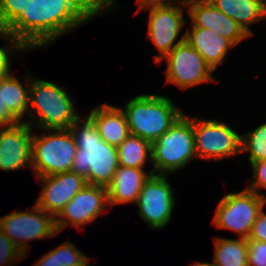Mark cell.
Returning a JSON list of instances; mask_svg holds the SVG:
<instances>
[{
	"label": "cell",
	"instance_id": "cell-1",
	"mask_svg": "<svg viewBox=\"0 0 266 266\" xmlns=\"http://www.w3.org/2000/svg\"><path fill=\"white\" fill-rule=\"evenodd\" d=\"M103 10L110 11L101 0H31L3 34L19 40L28 51L48 47Z\"/></svg>",
	"mask_w": 266,
	"mask_h": 266
},
{
	"label": "cell",
	"instance_id": "cell-2",
	"mask_svg": "<svg viewBox=\"0 0 266 266\" xmlns=\"http://www.w3.org/2000/svg\"><path fill=\"white\" fill-rule=\"evenodd\" d=\"M80 118L69 127L77 146L71 171L83 177L87 184L107 187L119 166L117 147L102 140L89 116L83 122Z\"/></svg>",
	"mask_w": 266,
	"mask_h": 266
},
{
	"label": "cell",
	"instance_id": "cell-3",
	"mask_svg": "<svg viewBox=\"0 0 266 266\" xmlns=\"http://www.w3.org/2000/svg\"><path fill=\"white\" fill-rule=\"evenodd\" d=\"M33 79V80H32ZM30 78L29 106L27 116L31 121H24L30 126L34 119L35 127L47 129H69L80 116L73 98L60 85L45 80ZM34 112V113H33ZM34 116H33V115Z\"/></svg>",
	"mask_w": 266,
	"mask_h": 266
},
{
	"label": "cell",
	"instance_id": "cell-4",
	"mask_svg": "<svg viewBox=\"0 0 266 266\" xmlns=\"http://www.w3.org/2000/svg\"><path fill=\"white\" fill-rule=\"evenodd\" d=\"M130 134L151 144L162 136L184 113L171 99L162 95L141 94L131 98L122 109Z\"/></svg>",
	"mask_w": 266,
	"mask_h": 266
},
{
	"label": "cell",
	"instance_id": "cell-5",
	"mask_svg": "<svg viewBox=\"0 0 266 266\" xmlns=\"http://www.w3.org/2000/svg\"><path fill=\"white\" fill-rule=\"evenodd\" d=\"M153 174L168 175L197 158L193 118L184 114L155 142L151 149Z\"/></svg>",
	"mask_w": 266,
	"mask_h": 266
},
{
	"label": "cell",
	"instance_id": "cell-6",
	"mask_svg": "<svg viewBox=\"0 0 266 266\" xmlns=\"http://www.w3.org/2000/svg\"><path fill=\"white\" fill-rule=\"evenodd\" d=\"M47 132L50 134H33L31 168L35 177L68 172L73 167L77 146L71 131L47 129Z\"/></svg>",
	"mask_w": 266,
	"mask_h": 266
},
{
	"label": "cell",
	"instance_id": "cell-7",
	"mask_svg": "<svg viewBox=\"0 0 266 266\" xmlns=\"http://www.w3.org/2000/svg\"><path fill=\"white\" fill-rule=\"evenodd\" d=\"M137 4L139 7L135 14L142 9H150L147 38L153 42L160 53L155 56L154 61L161 63L174 47L185 41V32L180 40H176L186 24L182 7L186 6L185 1H142Z\"/></svg>",
	"mask_w": 266,
	"mask_h": 266
},
{
	"label": "cell",
	"instance_id": "cell-8",
	"mask_svg": "<svg viewBox=\"0 0 266 266\" xmlns=\"http://www.w3.org/2000/svg\"><path fill=\"white\" fill-rule=\"evenodd\" d=\"M266 205V198L253 191L226 194L219 202L212 223L219 229L236 232L247 239L259 211Z\"/></svg>",
	"mask_w": 266,
	"mask_h": 266
},
{
	"label": "cell",
	"instance_id": "cell-9",
	"mask_svg": "<svg viewBox=\"0 0 266 266\" xmlns=\"http://www.w3.org/2000/svg\"><path fill=\"white\" fill-rule=\"evenodd\" d=\"M197 158L222 160L241 153V135L223 121L193 117Z\"/></svg>",
	"mask_w": 266,
	"mask_h": 266
},
{
	"label": "cell",
	"instance_id": "cell-10",
	"mask_svg": "<svg viewBox=\"0 0 266 266\" xmlns=\"http://www.w3.org/2000/svg\"><path fill=\"white\" fill-rule=\"evenodd\" d=\"M0 229L24 255L29 250L28 241L58 234L55 218L36 204L30 211H18L0 217Z\"/></svg>",
	"mask_w": 266,
	"mask_h": 266
},
{
	"label": "cell",
	"instance_id": "cell-11",
	"mask_svg": "<svg viewBox=\"0 0 266 266\" xmlns=\"http://www.w3.org/2000/svg\"><path fill=\"white\" fill-rule=\"evenodd\" d=\"M173 192L167 175L151 174L145 181L136 205L139 216L150 228L160 230L170 222L176 203Z\"/></svg>",
	"mask_w": 266,
	"mask_h": 266
},
{
	"label": "cell",
	"instance_id": "cell-12",
	"mask_svg": "<svg viewBox=\"0 0 266 266\" xmlns=\"http://www.w3.org/2000/svg\"><path fill=\"white\" fill-rule=\"evenodd\" d=\"M166 59V83L175 84L181 89L214 81L213 70L203 57L186 41L174 47L162 60Z\"/></svg>",
	"mask_w": 266,
	"mask_h": 266
},
{
	"label": "cell",
	"instance_id": "cell-13",
	"mask_svg": "<svg viewBox=\"0 0 266 266\" xmlns=\"http://www.w3.org/2000/svg\"><path fill=\"white\" fill-rule=\"evenodd\" d=\"M107 205V187L86 184L55 218L58 234L70 224L81 228L96 220L104 210L106 211Z\"/></svg>",
	"mask_w": 266,
	"mask_h": 266
},
{
	"label": "cell",
	"instance_id": "cell-14",
	"mask_svg": "<svg viewBox=\"0 0 266 266\" xmlns=\"http://www.w3.org/2000/svg\"><path fill=\"white\" fill-rule=\"evenodd\" d=\"M33 128L25 122L12 127H0V170L31 168Z\"/></svg>",
	"mask_w": 266,
	"mask_h": 266
},
{
	"label": "cell",
	"instance_id": "cell-15",
	"mask_svg": "<svg viewBox=\"0 0 266 266\" xmlns=\"http://www.w3.org/2000/svg\"><path fill=\"white\" fill-rule=\"evenodd\" d=\"M43 182V191L36 205L56 218L64 206L87 184L86 180L72 171L37 177Z\"/></svg>",
	"mask_w": 266,
	"mask_h": 266
},
{
	"label": "cell",
	"instance_id": "cell-16",
	"mask_svg": "<svg viewBox=\"0 0 266 266\" xmlns=\"http://www.w3.org/2000/svg\"><path fill=\"white\" fill-rule=\"evenodd\" d=\"M185 4L192 26L211 29L235 45L251 37L242 26L218 10L209 0H186Z\"/></svg>",
	"mask_w": 266,
	"mask_h": 266
},
{
	"label": "cell",
	"instance_id": "cell-17",
	"mask_svg": "<svg viewBox=\"0 0 266 266\" xmlns=\"http://www.w3.org/2000/svg\"><path fill=\"white\" fill-rule=\"evenodd\" d=\"M185 41L193 47L213 70L223 63L230 48L236 45L211 29L198 28L191 25L185 31Z\"/></svg>",
	"mask_w": 266,
	"mask_h": 266
},
{
	"label": "cell",
	"instance_id": "cell-18",
	"mask_svg": "<svg viewBox=\"0 0 266 266\" xmlns=\"http://www.w3.org/2000/svg\"><path fill=\"white\" fill-rule=\"evenodd\" d=\"M153 174L143 168L118 166L112 181L107 186L108 203L111 207L117 204L137 202L145 181Z\"/></svg>",
	"mask_w": 266,
	"mask_h": 266
},
{
	"label": "cell",
	"instance_id": "cell-19",
	"mask_svg": "<svg viewBox=\"0 0 266 266\" xmlns=\"http://www.w3.org/2000/svg\"><path fill=\"white\" fill-rule=\"evenodd\" d=\"M96 124L99 136L107 144L118 147L129 135V126L122 108L103 104L88 115Z\"/></svg>",
	"mask_w": 266,
	"mask_h": 266
},
{
	"label": "cell",
	"instance_id": "cell-20",
	"mask_svg": "<svg viewBox=\"0 0 266 266\" xmlns=\"http://www.w3.org/2000/svg\"><path fill=\"white\" fill-rule=\"evenodd\" d=\"M253 36L251 25L265 19L266 0H209Z\"/></svg>",
	"mask_w": 266,
	"mask_h": 266
},
{
	"label": "cell",
	"instance_id": "cell-21",
	"mask_svg": "<svg viewBox=\"0 0 266 266\" xmlns=\"http://www.w3.org/2000/svg\"><path fill=\"white\" fill-rule=\"evenodd\" d=\"M23 86L12 73L1 77V98L9 112L19 121L23 122L24 114L28 112L30 77H27Z\"/></svg>",
	"mask_w": 266,
	"mask_h": 266
},
{
	"label": "cell",
	"instance_id": "cell-22",
	"mask_svg": "<svg viewBox=\"0 0 266 266\" xmlns=\"http://www.w3.org/2000/svg\"><path fill=\"white\" fill-rule=\"evenodd\" d=\"M214 266H248V243L245 238H214Z\"/></svg>",
	"mask_w": 266,
	"mask_h": 266
},
{
	"label": "cell",
	"instance_id": "cell-23",
	"mask_svg": "<svg viewBox=\"0 0 266 266\" xmlns=\"http://www.w3.org/2000/svg\"><path fill=\"white\" fill-rule=\"evenodd\" d=\"M152 144L130 134L118 147V165L130 168H144L147 159L151 161Z\"/></svg>",
	"mask_w": 266,
	"mask_h": 266
},
{
	"label": "cell",
	"instance_id": "cell-24",
	"mask_svg": "<svg viewBox=\"0 0 266 266\" xmlns=\"http://www.w3.org/2000/svg\"><path fill=\"white\" fill-rule=\"evenodd\" d=\"M85 258L84 253L67 241L44 254L33 266H76Z\"/></svg>",
	"mask_w": 266,
	"mask_h": 266
},
{
	"label": "cell",
	"instance_id": "cell-25",
	"mask_svg": "<svg viewBox=\"0 0 266 266\" xmlns=\"http://www.w3.org/2000/svg\"><path fill=\"white\" fill-rule=\"evenodd\" d=\"M248 152L250 164L266 160V122L241 135V153Z\"/></svg>",
	"mask_w": 266,
	"mask_h": 266
},
{
	"label": "cell",
	"instance_id": "cell-26",
	"mask_svg": "<svg viewBox=\"0 0 266 266\" xmlns=\"http://www.w3.org/2000/svg\"><path fill=\"white\" fill-rule=\"evenodd\" d=\"M31 0H0V33H3L26 9Z\"/></svg>",
	"mask_w": 266,
	"mask_h": 266
},
{
	"label": "cell",
	"instance_id": "cell-27",
	"mask_svg": "<svg viewBox=\"0 0 266 266\" xmlns=\"http://www.w3.org/2000/svg\"><path fill=\"white\" fill-rule=\"evenodd\" d=\"M0 36H2L1 39H4L5 42L7 41L6 46H3V47L0 46V77H4V76L11 74L10 72L11 59L10 58L11 56L13 57L14 52H16L17 50L27 51L28 49L19 40H16L15 38H12L3 33H0Z\"/></svg>",
	"mask_w": 266,
	"mask_h": 266
},
{
	"label": "cell",
	"instance_id": "cell-28",
	"mask_svg": "<svg viewBox=\"0 0 266 266\" xmlns=\"http://www.w3.org/2000/svg\"><path fill=\"white\" fill-rule=\"evenodd\" d=\"M24 257L22 251L0 229V266H13L12 264H16Z\"/></svg>",
	"mask_w": 266,
	"mask_h": 266
},
{
	"label": "cell",
	"instance_id": "cell-29",
	"mask_svg": "<svg viewBox=\"0 0 266 266\" xmlns=\"http://www.w3.org/2000/svg\"><path fill=\"white\" fill-rule=\"evenodd\" d=\"M248 266H266V242L247 239Z\"/></svg>",
	"mask_w": 266,
	"mask_h": 266
},
{
	"label": "cell",
	"instance_id": "cell-30",
	"mask_svg": "<svg viewBox=\"0 0 266 266\" xmlns=\"http://www.w3.org/2000/svg\"><path fill=\"white\" fill-rule=\"evenodd\" d=\"M253 169V178L250 186L246 189L255 192L259 196L266 198L264 193H260V189H266V160L251 163Z\"/></svg>",
	"mask_w": 266,
	"mask_h": 266
},
{
	"label": "cell",
	"instance_id": "cell-31",
	"mask_svg": "<svg viewBox=\"0 0 266 266\" xmlns=\"http://www.w3.org/2000/svg\"><path fill=\"white\" fill-rule=\"evenodd\" d=\"M263 209L264 207L259 211L247 239L266 242V213Z\"/></svg>",
	"mask_w": 266,
	"mask_h": 266
},
{
	"label": "cell",
	"instance_id": "cell-32",
	"mask_svg": "<svg viewBox=\"0 0 266 266\" xmlns=\"http://www.w3.org/2000/svg\"><path fill=\"white\" fill-rule=\"evenodd\" d=\"M20 123L8 110L1 98V77H0V127H12Z\"/></svg>",
	"mask_w": 266,
	"mask_h": 266
},
{
	"label": "cell",
	"instance_id": "cell-33",
	"mask_svg": "<svg viewBox=\"0 0 266 266\" xmlns=\"http://www.w3.org/2000/svg\"><path fill=\"white\" fill-rule=\"evenodd\" d=\"M111 11L113 9V7L115 6H112L116 3L115 0H101Z\"/></svg>",
	"mask_w": 266,
	"mask_h": 266
},
{
	"label": "cell",
	"instance_id": "cell-34",
	"mask_svg": "<svg viewBox=\"0 0 266 266\" xmlns=\"http://www.w3.org/2000/svg\"><path fill=\"white\" fill-rule=\"evenodd\" d=\"M189 266H214L213 263H207V262H194V264H191Z\"/></svg>",
	"mask_w": 266,
	"mask_h": 266
},
{
	"label": "cell",
	"instance_id": "cell-35",
	"mask_svg": "<svg viewBox=\"0 0 266 266\" xmlns=\"http://www.w3.org/2000/svg\"><path fill=\"white\" fill-rule=\"evenodd\" d=\"M89 259H90L89 257L85 258L81 263H79L76 266H91V265L88 264Z\"/></svg>",
	"mask_w": 266,
	"mask_h": 266
},
{
	"label": "cell",
	"instance_id": "cell-36",
	"mask_svg": "<svg viewBox=\"0 0 266 266\" xmlns=\"http://www.w3.org/2000/svg\"><path fill=\"white\" fill-rule=\"evenodd\" d=\"M142 1H163V0H136V2H142ZM167 1H186V0H167Z\"/></svg>",
	"mask_w": 266,
	"mask_h": 266
}]
</instances>
